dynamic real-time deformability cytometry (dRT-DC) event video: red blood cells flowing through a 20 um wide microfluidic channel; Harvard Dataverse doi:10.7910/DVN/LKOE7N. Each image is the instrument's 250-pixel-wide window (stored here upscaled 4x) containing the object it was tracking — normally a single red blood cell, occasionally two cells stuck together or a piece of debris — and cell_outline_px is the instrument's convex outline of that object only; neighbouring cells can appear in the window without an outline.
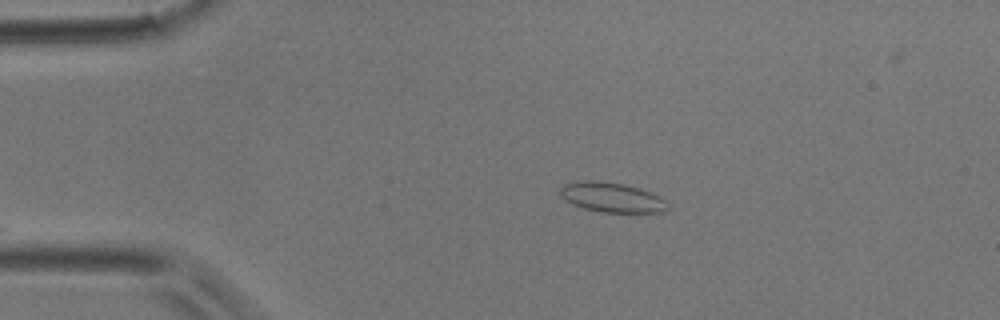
{"species": "common noctule bat (a hibernating species)", "species_latin": "Nyctalus noctula", "temperature_condition": "room temperature", "stored_images_in_passage": 31, "camera_frame_rate_fps": 3000, "um_per_image_px": 0.085, "animal": {"sex": "male", "body_mass_g": 17.9}, "frame": {"image": 1, "passage_image": 2, "time_ms": 0.333, "image_size_px": [1000, 320], "cell_outline_px": [[668, 208], [664, 212], [600, 212], [584, 208], [572, 204], [560, 196], [560, 188], [564, 184], [584, 180], [596, 180], [624, 184], [640, 188], [652, 192], [660, 196], [668, 204]], "centroid_in_image_um": [52.01, 16.77], "position_along_channel_um": 33.0, "area_um2": 18.73}}
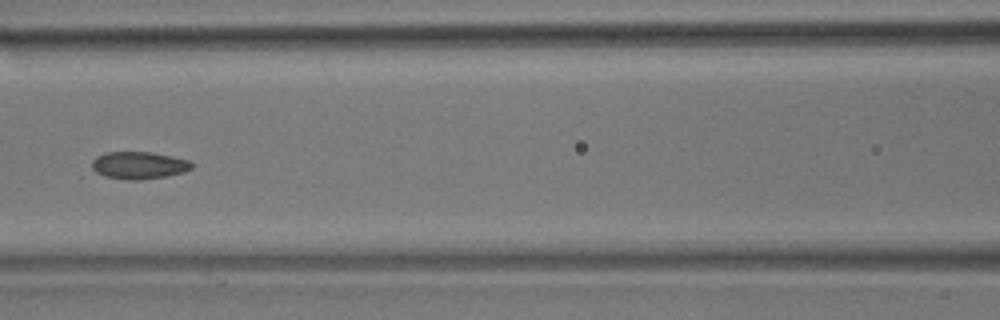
{"frame": {"image": 2, "passage_image": 13, "time_ms": 4.0, "image_size_px": [1000, 320], "cell_outline_px": [[192, 168], [184, 172], [164, 176], [140, 180], [128, 180], [104, 176], [96, 172], [92, 168], [92, 160], [96, 156], [104, 152], [152, 152], [172, 156], [188, 160], [192, 164]], "centroid_in_image_um": [11.77, 14.04], "position_along_channel_um": 154.8, "area_um2": 15.9}}
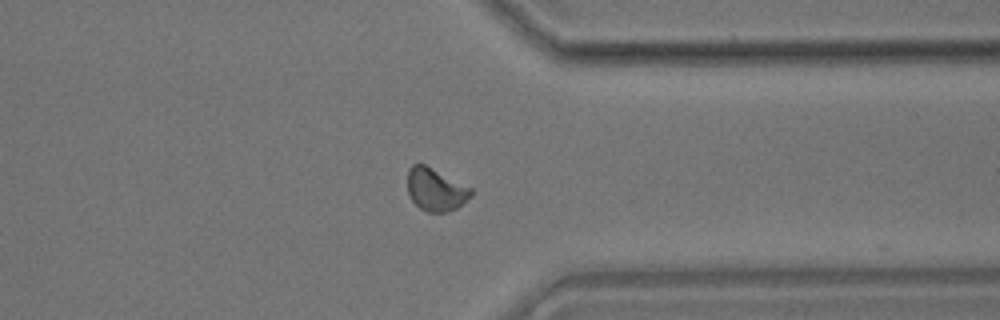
{"frame": {"image": 3, "passage_image": 28, "time_ms": 9.0, "image_size_px": [1000, 320], "cell_outline_px": [[472, 196], [468, 200], [456, 208], [448, 212], [428, 212], [420, 208], [412, 200], [408, 192], [408, 168], [412, 164], [424, 164], [472, 188]], "centroid_in_image_um": [37.04, 16.12], "position_along_channel_um": 374.4, "area_um2": 15.72}}